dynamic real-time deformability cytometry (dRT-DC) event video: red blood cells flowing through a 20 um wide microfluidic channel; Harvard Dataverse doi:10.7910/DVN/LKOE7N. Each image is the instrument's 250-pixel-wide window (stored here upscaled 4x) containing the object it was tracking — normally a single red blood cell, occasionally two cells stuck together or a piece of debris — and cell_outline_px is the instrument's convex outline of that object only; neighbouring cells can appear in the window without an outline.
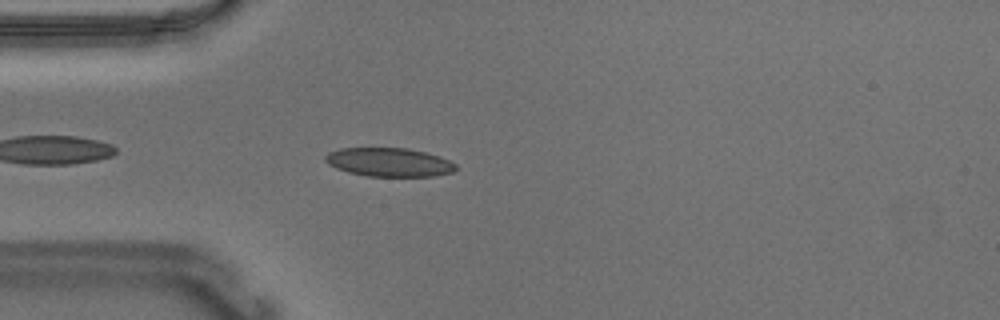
{"species": "Egyptian fruit bat (a non-hibernating species)", "species_latin": "Rousettus aegyptiacus", "temperature_condition": "warm", "stored_images_in_passage": 34, "camera_frame_rate_fps": 3000, "um_per_image_px": 0.085, "animal": {"sex": "male"}, "frame": {"image": 1, "passage_image": 4, "time_ms": 1.0, "image_size_px": [1000, 320], "cell_outline_px": [[456, 168], [452, 172], [432, 176], [368, 176], [348, 172], [336, 168], [328, 164], [324, 160], [324, 156], [328, 152], [340, 148], [408, 148], [440, 156], [456, 164]], "centroid_in_image_um": [33.04, 13.78], "position_along_channel_um": 52.0, "area_um2": 21.79}}
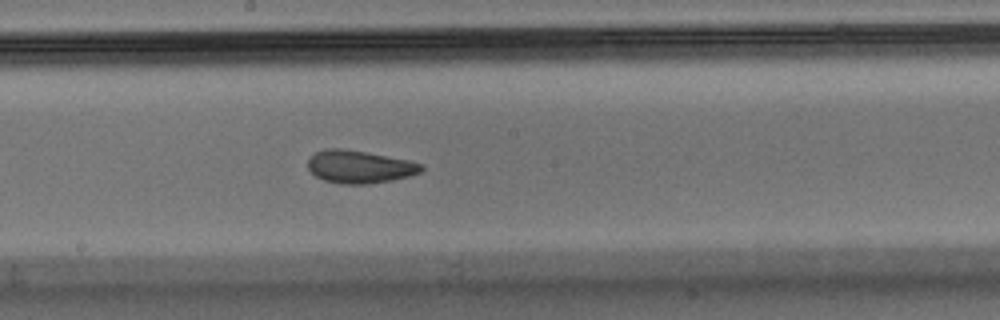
{"frame": {"image": 2, "passage_image": 18, "time_ms": 5.667, "image_size_px": [1000, 320], "cell_outline_px": [[424, 168], [420, 172], [412, 176], [392, 180], [368, 184], [340, 184], [324, 180], [316, 176], [308, 168], [308, 160], [316, 152], [324, 148], [344, 148], [408, 160], [424, 164]], "centroid_in_image_um": [30.58, 14.18], "position_along_channel_um": 217.6, "area_um2": 21.73}}
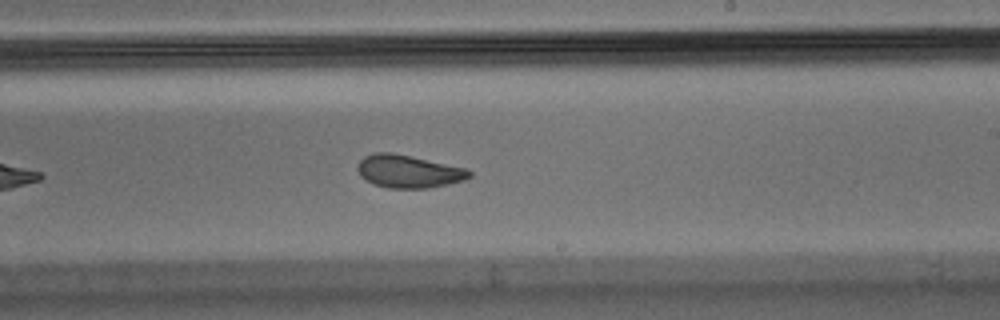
{"frame": {"image": 3, "passage_image": 21, "time_ms": 6.667, "image_size_px": [1000, 320], "cell_outline_px": [[472, 176], [464, 180], [448, 184], [428, 188], [388, 188], [372, 184], [360, 176], [356, 168], [360, 160], [364, 156], [376, 152], [392, 152], [468, 168], [472, 172]], "centroid_in_image_um": [34.72, 14.57], "position_along_channel_um": 254.3, "area_um2": 21.62}, "authors_computed_cell_mechanics": {"area_um2": 21.7328, "velocity_mm_per_s": 3.6766, "shape_relaxation_time_tau1_ms": 8.5574, "shape_relaxation_time_tau2_ms": 1.5427, "deformation_change_tau1": 0.1768, "deformation_change_tau2": 0.0562}}